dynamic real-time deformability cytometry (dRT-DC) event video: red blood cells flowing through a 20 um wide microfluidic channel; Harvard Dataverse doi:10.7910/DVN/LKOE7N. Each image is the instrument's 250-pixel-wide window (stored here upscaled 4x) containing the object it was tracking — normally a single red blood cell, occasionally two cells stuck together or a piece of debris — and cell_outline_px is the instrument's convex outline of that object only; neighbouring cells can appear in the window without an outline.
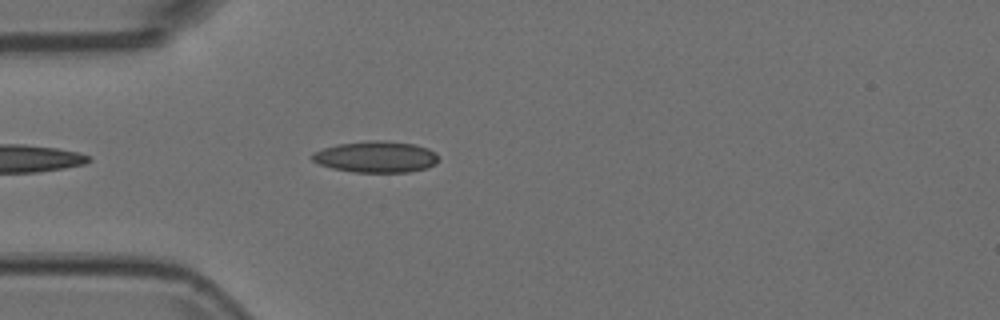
{"species": "Egyptian fruit bat (a non-hibernating species)", "species_latin": "Rousettus aegyptiacus", "temperature_condition": "room temperature", "stored_images_in_passage": 19, "camera_frame_rate_fps": 3000, "um_per_image_px": 0.085, "animal": {"sex": "female"}, "frame": {"image": 1, "passage_image": 4, "time_ms": 1.0, "image_size_px": [1000, 320], "cell_outline_px": [[436, 164], [428, 168], [408, 172], [352, 172], [332, 168], [320, 164], [312, 160], [312, 152], [336, 144], [372, 140], [384, 140], [412, 144], [428, 148], [436, 152]], "centroid_in_image_um": [31.95, 13.33], "position_along_channel_um": 53.1, "area_um2": 23.06}}
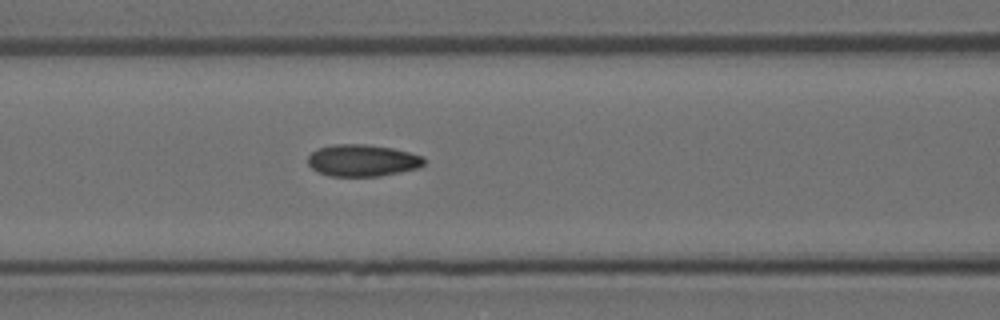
{"frame": {"image": 2, "passage_image": 11, "time_ms": 3.333, "image_size_px": [1000, 320], "cell_outline_px": [[424, 164], [420, 168], [380, 176], [328, 176], [312, 168], [308, 164], [308, 156], [312, 152], [320, 148], [336, 144], [364, 144], [392, 148], [424, 156]], "centroid_in_image_um": [30.83, 13.64], "position_along_channel_um": 135.8, "area_um2": 21.5}}
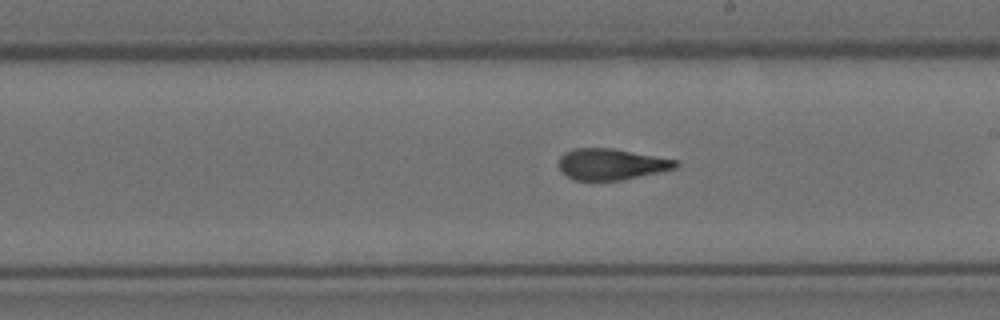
{"frame": {"image": 3, "passage_image": 16, "time_ms": 5.0, "image_size_px": [1000, 320], "cell_outline_px": [[680, 164], [676, 168], [660, 172], [620, 180], [572, 180], [560, 172], [556, 164], [560, 156], [564, 152], [576, 148], [612, 148], [676, 160]], "centroid_in_image_um": [51.88, 13.96], "position_along_channel_um": 237.1, "area_um2": 21.39}}